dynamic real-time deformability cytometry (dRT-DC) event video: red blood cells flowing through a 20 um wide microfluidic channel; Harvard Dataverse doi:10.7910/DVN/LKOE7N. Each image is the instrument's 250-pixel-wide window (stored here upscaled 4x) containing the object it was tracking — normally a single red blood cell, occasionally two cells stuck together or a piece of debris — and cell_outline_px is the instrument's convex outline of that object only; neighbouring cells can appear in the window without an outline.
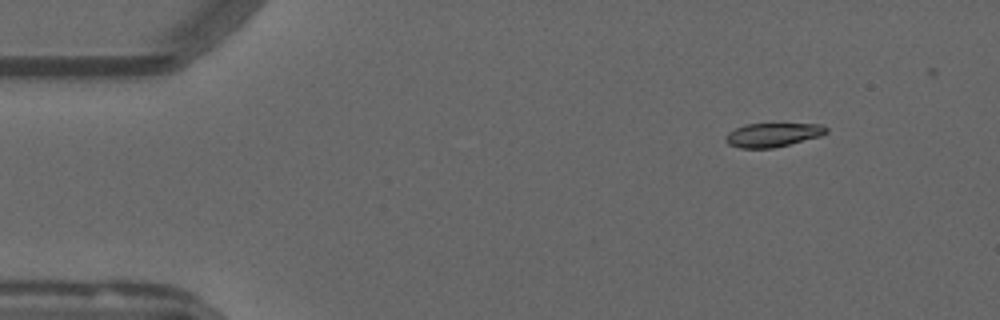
{"species": "common noctule bat (a hibernating species)", "species_latin": "Nyctalus noctula", "temperature_condition": "warm", "stored_images_in_passage": 55, "camera_frame_rate_fps": 3000, "um_per_image_px": 0.085, "animal": {"sex": "male", "forearm_length_mm": 52.5}, "frame": {"image": 1, "passage_image": 7, "time_ms": 2.0, "image_size_px": [1000, 320], "cell_outline_px": [[828, 132], [820, 136], [772, 148], [740, 148], [728, 144], [724, 140], [724, 136], [728, 132], [736, 128], [748, 124], [820, 124], [828, 128]], "centroid_in_image_um": [65.65, 11.46], "position_along_channel_um": 19.3, "area_um2": 13.87}}
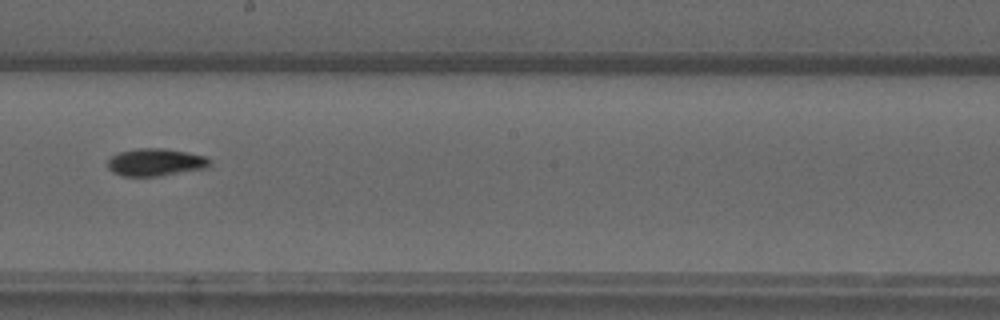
{"frame": {"image": 2, "passage_image": 31, "time_ms": 10.0, "image_size_px": [1000, 320], "cell_outline_px": [[212, 164], [208, 168], [160, 176], [124, 176], [112, 172], [108, 168], [108, 160], [112, 156], [120, 152], [136, 148], [160, 148], [188, 152], [204, 156], [212, 160]], "centroid_in_image_um": [13.26, 13.79], "position_along_channel_um": 234.9, "area_um2": 16.47}}
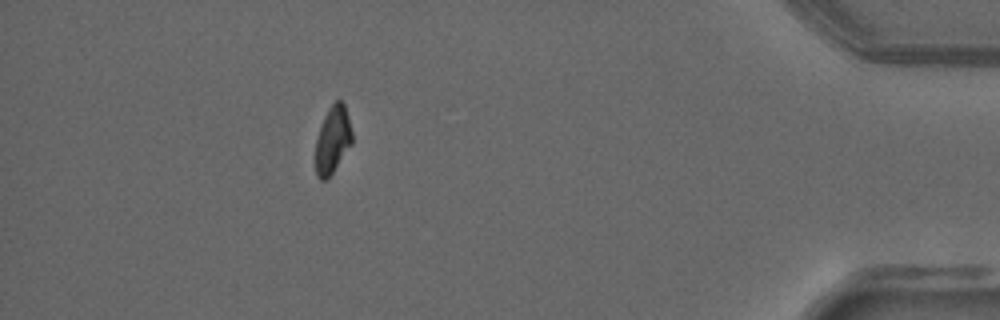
{"frame": {"image": 3, "passage_image": 49, "time_ms": 16.0, "image_size_px": [1000, 320], "cell_outline_px": [[352, 144], [328, 180], [320, 180], [316, 176], [316, 140], [324, 116], [328, 108], [336, 100], [340, 100], [344, 104], [348, 116], [352, 132]], "centroid_in_image_um": [28.28, 11.92], "position_along_channel_um": 406.9, "area_um2": 14.39}}